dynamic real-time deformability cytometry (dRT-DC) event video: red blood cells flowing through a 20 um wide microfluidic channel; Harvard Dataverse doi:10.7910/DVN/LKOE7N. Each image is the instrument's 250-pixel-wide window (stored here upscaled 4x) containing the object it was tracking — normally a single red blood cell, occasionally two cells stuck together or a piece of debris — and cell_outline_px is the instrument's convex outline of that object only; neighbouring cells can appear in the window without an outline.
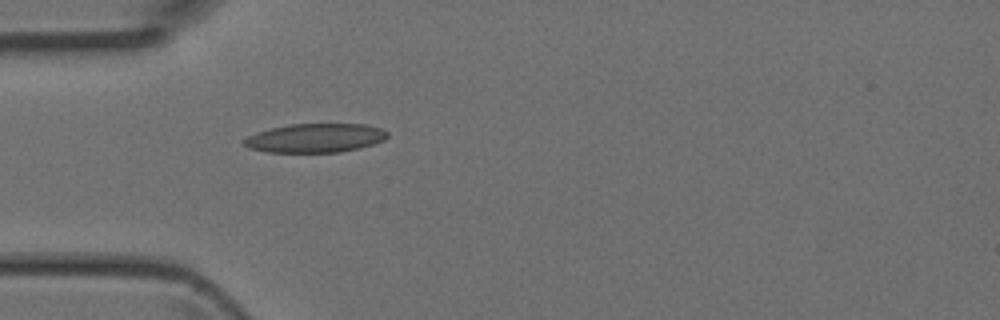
{"species": "Egyptian fruit bat (a non-hibernating species)", "species_latin": "Rousettus aegyptiacus", "temperature_condition": "room temperature", "stored_images_in_passage": 3, "camera_frame_rate_fps": 3000, "um_per_image_px": 0.085, "animal": {"sex": "female"}, "frame": {"image": 1, "passage_image": 3, "time_ms": 0.667, "image_size_px": [1000, 320], "cell_outline_px": [[388, 136], [384, 140], [360, 148], [340, 152], [268, 152], [248, 148], [244, 144], [244, 140], [248, 136], [256, 132], [288, 124], [364, 124], [380, 128], [388, 132]], "centroid_in_image_um": [26.8, 11.73], "position_along_channel_um": 58.2, "area_um2": 24.1}}